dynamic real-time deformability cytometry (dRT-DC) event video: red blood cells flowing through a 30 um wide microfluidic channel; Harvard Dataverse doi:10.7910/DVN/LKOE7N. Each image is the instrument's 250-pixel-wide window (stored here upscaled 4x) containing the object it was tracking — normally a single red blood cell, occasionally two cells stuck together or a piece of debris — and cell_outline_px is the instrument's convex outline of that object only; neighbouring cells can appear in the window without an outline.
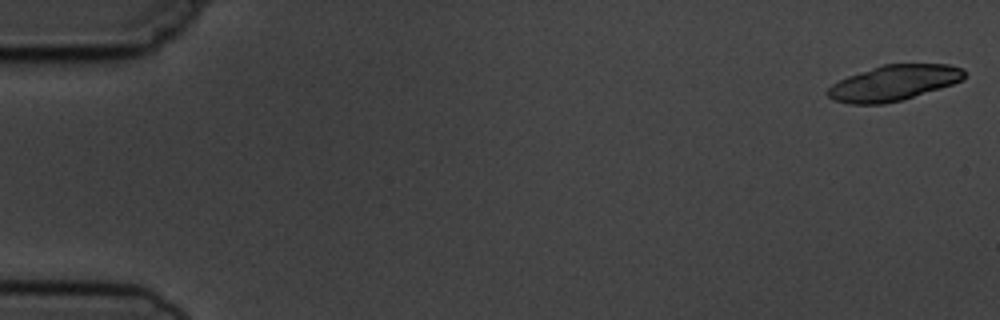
{"species": "common noctule bat (a hibernating species)", "species_latin": "Nyctalus noctula", "temperature_condition": "cold", "stored_images_in_passage": 5, "camera_frame_rate_fps": 3000, "um_per_image_px": 0.085, "animal": {"sex": "male", "body_mass_g": 19.5, "forearm_length_mm": 54.6}, "frame": {"image": 1, "passage_image": 1, "time_ms": 0.0, "image_size_px": [1000, 320], "cell_outline_px": [[964, 76], [960, 80], [952, 84], [940, 88], [900, 100], [884, 104], [848, 104], [832, 100], [824, 92], [832, 84], [848, 76], [884, 64], [948, 64], [964, 68]], "centroid_in_image_um": [75.92, 7.05], "position_along_channel_um": 9.1, "area_um2": 28.03}}